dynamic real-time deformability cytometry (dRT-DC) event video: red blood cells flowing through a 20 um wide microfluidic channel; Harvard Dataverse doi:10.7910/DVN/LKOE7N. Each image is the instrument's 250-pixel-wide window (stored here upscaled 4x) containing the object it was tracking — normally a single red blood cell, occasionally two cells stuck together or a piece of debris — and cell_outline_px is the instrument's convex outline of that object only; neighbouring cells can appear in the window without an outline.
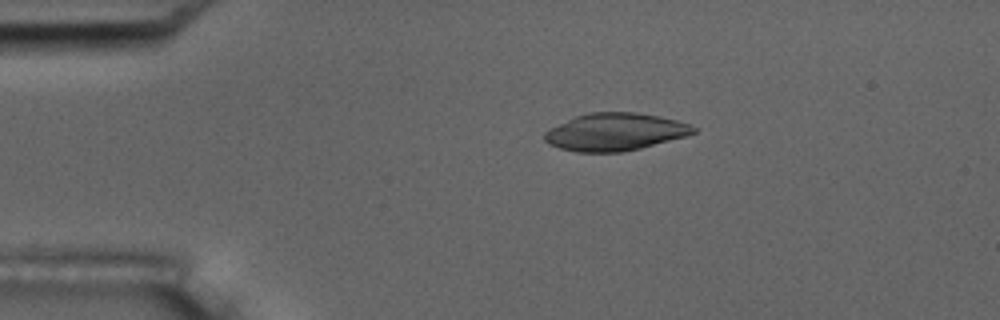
{"species": "common noctule bat (a hibernating species)", "species_latin": "Nyctalus noctula", "temperature_condition": "room temperature", "stored_images_in_passage": 44, "camera_frame_rate_fps": 3000, "um_per_image_px": 0.085, "animal": {"sex": "male", "body_mass_g": 17.5, "forearm_length_mm": 52.3}, "frame": {"image": 1, "passage_image": 1, "time_ms": 0.0, "image_size_px": [1000, 320], "cell_outline_px": [[696, 132], [688, 136], [624, 152], [576, 152], [560, 148], [548, 144], [544, 140], [544, 132], [576, 116], [588, 112], [636, 112], [676, 120], [688, 124], [696, 128]], "centroid_in_image_um": [52.29, 11.22], "position_along_channel_um": 32.7, "area_um2": 32.37}}
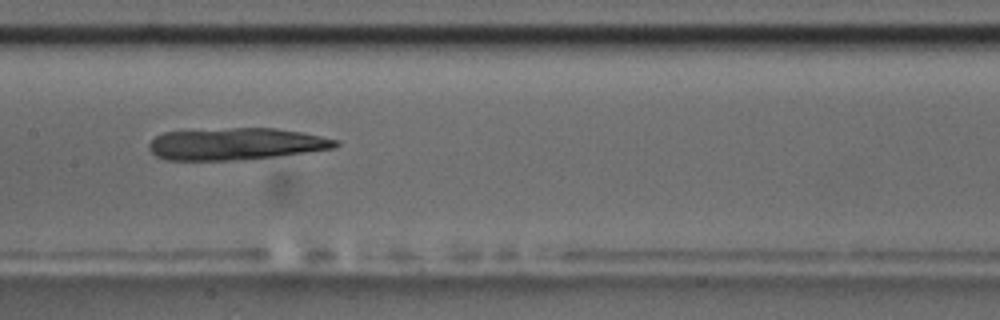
{"frame": {"image": 2, "passage_image": 17, "time_ms": 5.333, "image_size_px": [1000, 320], "cell_outline_px": [[340, 144], [336, 148], [276, 156], [236, 160], [164, 160], [156, 156], [148, 148], [148, 144], [156, 136], [164, 132], [232, 128], [276, 128], [300, 132], [320, 136], [336, 140]], "centroid_in_image_um": [20.03, 12.24], "position_along_channel_um": 187.4, "area_um2": 34.56}}